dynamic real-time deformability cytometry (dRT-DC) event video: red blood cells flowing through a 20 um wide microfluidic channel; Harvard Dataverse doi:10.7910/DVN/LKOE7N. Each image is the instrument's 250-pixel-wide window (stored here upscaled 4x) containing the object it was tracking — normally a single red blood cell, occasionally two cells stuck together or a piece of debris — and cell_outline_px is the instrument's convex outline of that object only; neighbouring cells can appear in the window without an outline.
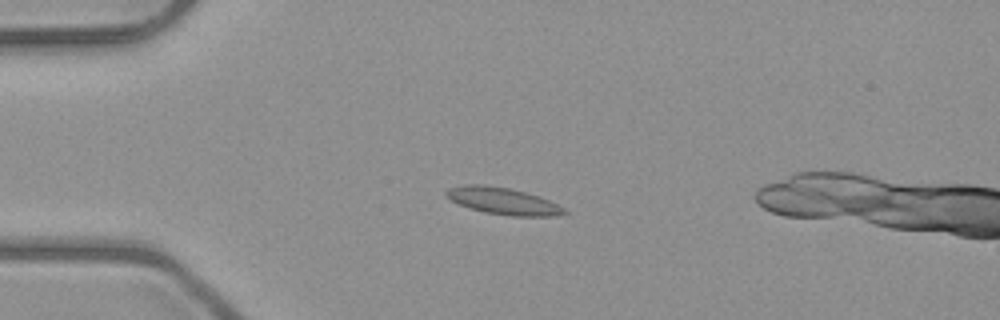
{"species": "common noctule bat (a hibernating species)", "species_latin": "Nyctalus noctula", "temperature_condition": "room temperature", "stored_images_in_passage": 2, "camera_frame_rate_fps": 3000, "um_per_image_px": 0.085, "animal": {"sex": "male", "body_mass_g": 23.1, "forearm_length_mm": 52.7}, "frame": {"image": 1, "passage_image": 1, "time_ms": 0.0, "image_size_px": [1000, 320], "cell_outline_px": [[568, 212], [556, 216], [512, 216], [484, 212], [468, 208], [444, 196], [444, 192], [448, 188], [464, 184], [484, 184], [508, 188], [524, 192], [548, 200], [564, 208]], "centroid_in_image_um": [42.7, 17.08], "position_along_channel_um": 42.3, "area_um2": 18.38}}